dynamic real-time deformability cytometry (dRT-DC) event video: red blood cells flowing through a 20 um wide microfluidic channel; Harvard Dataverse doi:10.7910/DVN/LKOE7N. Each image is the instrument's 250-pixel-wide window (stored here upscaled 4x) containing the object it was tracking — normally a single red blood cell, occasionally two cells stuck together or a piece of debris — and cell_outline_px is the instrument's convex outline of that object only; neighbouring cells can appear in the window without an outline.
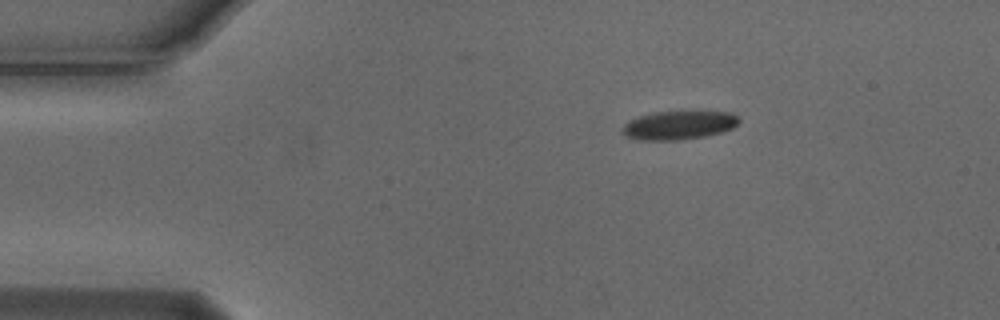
{"species": "Egyptian fruit bat (a non-hibernating species)", "species_latin": "Rousettus aegyptiacus", "temperature_condition": "cold", "stored_images_in_passage": 3, "camera_frame_rate_fps": 3000, "um_per_image_px": 0.085, "animal": {"sex": "male"}, "frame": {"image": 1, "passage_image": 1, "time_ms": 0.0, "image_size_px": [1000, 320], "cell_outline_px": [[740, 120], [732, 128], [720, 132], [704, 136], [680, 140], [636, 140], [620, 132], [624, 124], [628, 120], [652, 112], [728, 112], [736, 116]], "centroid_in_image_um": [57.63, 10.65], "position_along_channel_um": 27.4, "area_um2": 19.25}}
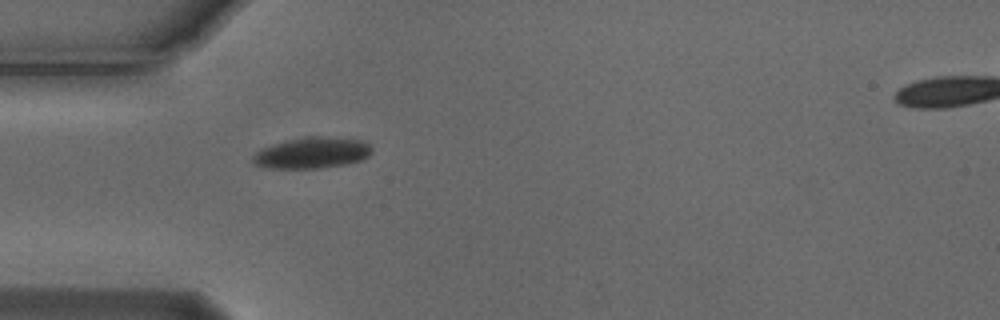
{"frame": {"image": 2, "passage_image": 3, "time_ms": 0.667, "image_size_px": [1000, 320], "cell_outline_px": [[372, 152], [368, 156], [360, 160], [344, 164], [320, 168], [268, 168], [252, 164], [252, 156], [260, 148], [272, 144], [288, 140], [308, 136], [320, 136], [360, 140], [368, 144], [372, 148]], "centroid_in_image_um": [26.47, 12.99], "position_along_channel_um": 58.5, "area_um2": 21.5}}